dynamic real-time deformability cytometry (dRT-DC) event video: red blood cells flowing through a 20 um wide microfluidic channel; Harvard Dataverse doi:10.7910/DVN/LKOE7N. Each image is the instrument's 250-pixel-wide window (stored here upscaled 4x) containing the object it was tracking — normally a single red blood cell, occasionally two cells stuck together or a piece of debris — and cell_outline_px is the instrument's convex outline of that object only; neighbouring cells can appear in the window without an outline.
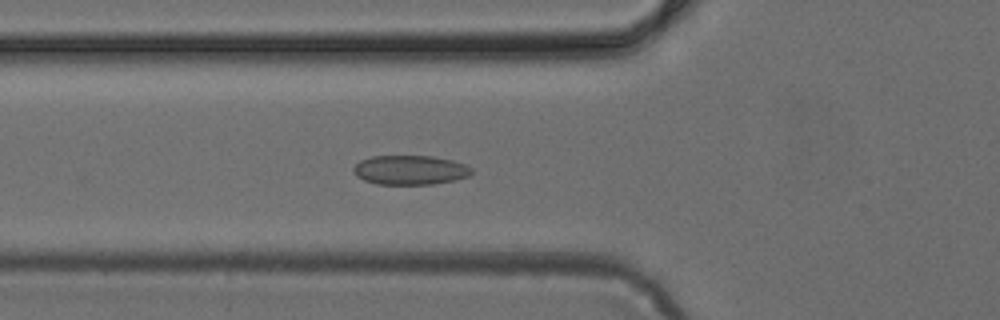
{"species": "common noctule bat (a hibernating species)", "species_latin": "Nyctalus noctula", "temperature_condition": "cold", "stored_images_in_passage": 48, "camera_frame_rate_fps": 3000, "um_per_image_px": 0.085, "animal": {"sex": "female", "body_mass_g": 24.6, "forearm_length_mm": 56.2}, "frame": {"image": 1, "passage_image": 17, "time_ms": 5.333, "image_size_px": [1000, 320], "cell_outline_px": [[472, 172], [468, 176], [456, 180], [432, 184], [376, 184], [364, 180], [356, 176], [352, 172], [352, 168], [360, 160], [372, 156], [432, 156], [452, 160], [464, 164], [472, 168]], "centroid_in_image_um": [34.83, 14.45], "position_along_channel_um": 91.0, "area_um2": 20.29}}
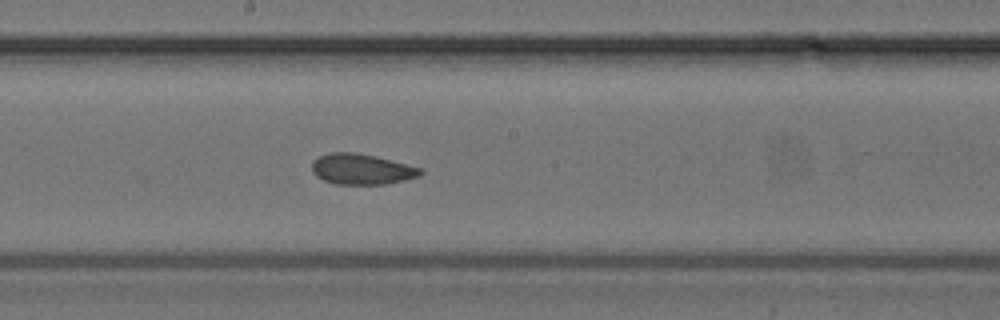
{"frame": {"image": 2, "passage_image": 26, "time_ms": 8.333, "image_size_px": [1000, 320], "cell_outline_px": [[424, 172], [420, 176], [404, 180], [384, 184], [336, 184], [324, 180], [316, 176], [312, 172], [312, 160], [328, 152], [352, 152], [372, 156], [420, 168]], "centroid_in_image_um": [30.68, 14.39], "position_along_channel_um": 217.5, "area_um2": 19.07}}
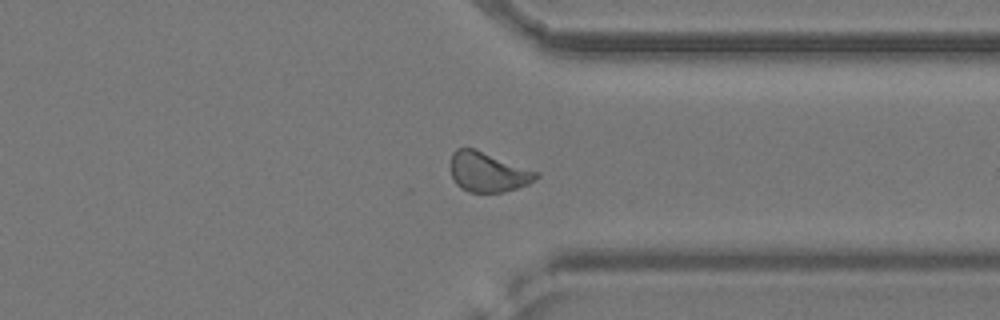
{"frame": {"image": 3, "passage_image": 37, "time_ms": 12.0, "image_size_px": [1000, 320], "cell_outline_px": [[540, 176], [528, 184], [504, 192], [468, 192], [460, 188], [456, 184], [452, 176], [448, 164], [452, 152], [456, 148], [476, 148], [540, 172]], "centroid_in_image_um": [41.45, 14.6], "position_along_channel_um": 370.0, "area_um2": 20.35}}